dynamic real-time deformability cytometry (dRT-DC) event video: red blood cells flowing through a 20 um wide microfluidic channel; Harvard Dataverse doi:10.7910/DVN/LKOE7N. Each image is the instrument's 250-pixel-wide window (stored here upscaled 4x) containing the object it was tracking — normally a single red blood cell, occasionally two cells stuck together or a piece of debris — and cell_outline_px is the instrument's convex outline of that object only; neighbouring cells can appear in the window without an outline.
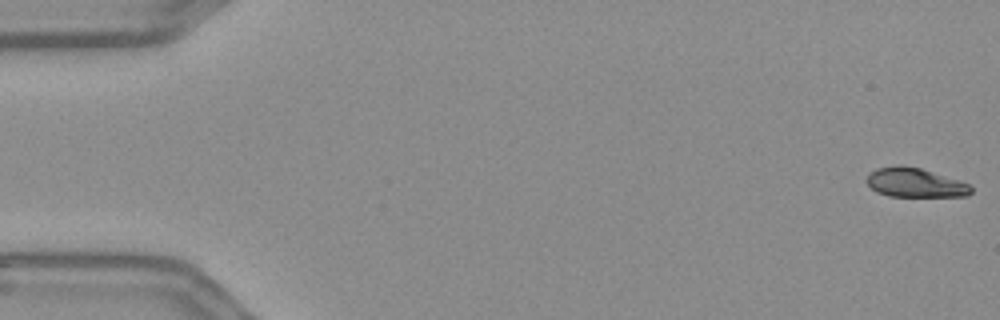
{"species": "Egyptian fruit bat (a non-hibernating species)", "species_latin": "Rousettus aegyptiacus", "temperature_condition": "warm", "stored_images_in_passage": 55, "camera_frame_rate_fps": 3000, "um_per_image_px": 0.085, "frame": {"image": 1, "passage_image": 1, "time_ms": 0.0, "image_size_px": [1000, 320], "cell_outline_px": [[972, 192], [968, 196], [888, 196], [876, 192], [868, 184], [868, 172], [876, 168], [900, 164], [904, 164], [920, 168], [960, 180], [968, 184], [972, 188]], "centroid_in_image_um": [77.77, 15.51], "position_along_channel_um": 7.2, "area_um2": 17.86}}
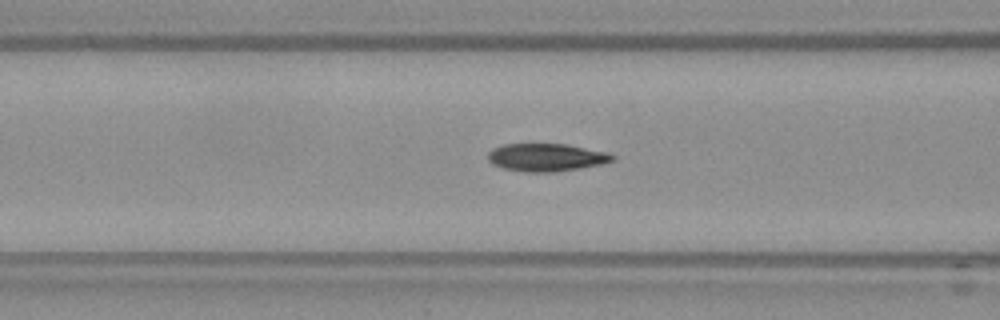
{"frame": {"image": 2, "passage_image": 22, "time_ms": 7.0, "image_size_px": [1000, 320], "cell_outline_px": [[616, 156], [612, 160], [600, 164], [580, 168], [556, 172], [524, 172], [504, 168], [492, 164], [488, 160], [488, 152], [492, 148], [504, 144], [568, 144], [608, 152]], "centroid_in_image_um": [46.42, 13.37], "position_along_channel_um": 120.2, "area_um2": 20.23}}
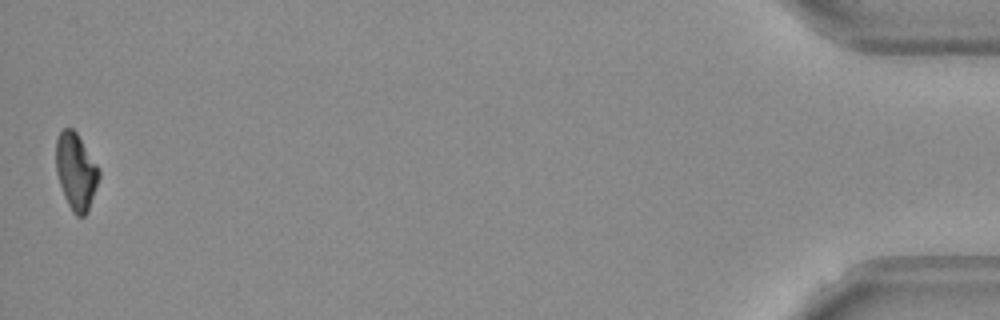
{"frame": {"image": 3, "passage_image": 55, "time_ms": 18.0, "image_size_px": [1000, 320], "cell_outline_px": [[100, 176], [88, 212], [84, 216], [76, 216], [72, 212], [64, 196], [56, 172], [56, 140], [60, 132], [64, 128], [72, 128], [76, 132], [100, 168]], "centroid_in_image_um": [6.47, 14.58], "position_along_channel_um": 428.7, "area_um2": 19.25}, "authors_computed_cell_mechanics": {"area_um2": 20.23, "velocity_mm_per_s": 3.6777, "shape_relaxation_time_tau1_ms": 4.0135, "shape_relaxation_time_tau2_ms": 2.0983, "deformation_change_tau1": 0.1766, "deformation_change_tau2": 0.0694}}